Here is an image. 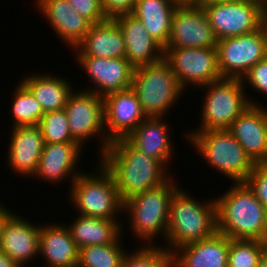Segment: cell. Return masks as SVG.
<instances>
[{"mask_svg":"<svg viewBox=\"0 0 267 267\" xmlns=\"http://www.w3.org/2000/svg\"><path fill=\"white\" fill-rule=\"evenodd\" d=\"M99 162L113 175L122 202L162 185L172 175L171 168L167 170L159 160L146 156L125 138L110 142Z\"/></svg>","mask_w":267,"mask_h":267,"instance_id":"cell-1","label":"cell"},{"mask_svg":"<svg viewBox=\"0 0 267 267\" xmlns=\"http://www.w3.org/2000/svg\"><path fill=\"white\" fill-rule=\"evenodd\" d=\"M215 201L218 232L230 239L267 242V209L245 183H233Z\"/></svg>","mask_w":267,"mask_h":267,"instance_id":"cell-2","label":"cell"},{"mask_svg":"<svg viewBox=\"0 0 267 267\" xmlns=\"http://www.w3.org/2000/svg\"><path fill=\"white\" fill-rule=\"evenodd\" d=\"M215 199L201 202L186 190L178 188L171 199L168 229L164 246L171 254L190 243L213 236L217 232Z\"/></svg>","mask_w":267,"mask_h":267,"instance_id":"cell-3","label":"cell"},{"mask_svg":"<svg viewBox=\"0 0 267 267\" xmlns=\"http://www.w3.org/2000/svg\"><path fill=\"white\" fill-rule=\"evenodd\" d=\"M172 178L171 175L162 185L147 189L123 202V213H129L130 231L144 246L155 244L152 240L158 235H162L164 240L166 238L170 202L180 187Z\"/></svg>","mask_w":267,"mask_h":267,"instance_id":"cell-4","label":"cell"},{"mask_svg":"<svg viewBox=\"0 0 267 267\" xmlns=\"http://www.w3.org/2000/svg\"><path fill=\"white\" fill-rule=\"evenodd\" d=\"M186 133L184 139L187 138L209 166L234 181L232 183H244L256 165L228 129Z\"/></svg>","mask_w":267,"mask_h":267,"instance_id":"cell-5","label":"cell"},{"mask_svg":"<svg viewBox=\"0 0 267 267\" xmlns=\"http://www.w3.org/2000/svg\"><path fill=\"white\" fill-rule=\"evenodd\" d=\"M96 166V174L83 171L73 181L68 190L71 205L82 216L119 219L117 216L123 212V202L113 175L101 162Z\"/></svg>","mask_w":267,"mask_h":267,"instance_id":"cell-6","label":"cell"},{"mask_svg":"<svg viewBox=\"0 0 267 267\" xmlns=\"http://www.w3.org/2000/svg\"><path fill=\"white\" fill-rule=\"evenodd\" d=\"M131 88L146 117H164L185 92L164 59L136 67Z\"/></svg>","mask_w":267,"mask_h":267,"instance_id":"cell-7","label":"cell"},{"mask_svg":"<svg viewBox=\"0 0 267 267\" xmlns=\"http://www.w3.org/2000/svg\"><path fill=\"white\" fill-rule=\"evenodd\" d=\"M245 87L239 78H221L200 87L207 90L205 103H202L200 128L195 131L228 129L250 105H263L248 97Z\"/></svg>","mask_w":267,"mask_h":267,"instance_id":"cell-8","label":"cell"},{"mask_svg":"<svg viewBox=\"0 0 267 267\" xmlns=\"http://www.w3.org/2000/svg\"><path fill=\"white\" fill-rule=\"evenodd\" d=\"M67 113L72 138L83 148L85 141L101 137L100 156L108 148L110 141L106 138L104 97L94 92L78 89L73 91L64 108ZM88 139V140H87Z\"/></svg>","mask_w":267,"mask_h":267,"instance_id":"cell-9","label":"cell"},{"mask_svg":"<svg viewBox=\"0 0 267 267\" xmlns=\"http://www.w3.org/2000/svg\"><path fill=\"white\" fill-rule=\"evenodd\" d=\"M163 59L169 64L184 91L188 85L203 87L222 78L216 47H164Z\"/></svg>","mask_w":267,"mask_h":267,"instance_id":"cell-10","label":"cell"},{"mask_svg":"<svg viewBox=\"0 0 267 267\" xmlns=\"http://www.w3.org/2000/svg\"><path fill=\"white\" fill-rule=\"evenodd\" d=\"M216 50L222 78L242 79L257 62L267 57V39L259 28L217 41Z\"/></svg>","mask_w":267,"mask_h":267,"instance_id":"cell-11","label":"cell"},{"mask_svg":"<svg viewBox=\"0 0 267 267\" xmlns=\"http://www.w3.org/2000/svg\"><path fill=\"white\" fill-rule=\"evenodd\" d=\"M262 4L257 0L213 3L202 6L217 41L249 34L260 28Z\"/></svg>","mask_w":267,"mask_h":267,"instance_id":"cell-12","label":"cell"},{"mask_svg":"<svg viewBox=\"0 0 267 267\" xmlns=\"http://www.w3.org/2000/svg\"><path fill=\"white\" fill-rule=\"evenodd\" d=\"M217 39L201 6H177L171 19V33L165 47H216Z\"/></svg>","mask_w":267,"mask_h":267,"instance_id":"cell-13","label":"cell"},{"mask_svg":"<svg viewBox=\"0 0 267 267\" xmlns=\"http://www.w3.org/2000/svg\"><path fill=\"white\" fill-rule=\"evenodd\" d=\"M76 58L79 66L95 85L93 89L86 88L85 91L105 97L110 93L131 88L135 68L126 58L91 56H76Z\"/></svg>","mask_w":267,"mask_h":267,"instance_id":"cell-14","label":"cell"},{"mask_svg":"<svg viewBox=\"0 0 267 267\" xmlns=\"http://www.w3.org/2000/svg\"><path fill=\"white\" fill-rule=\"evenodd\" d=\"M106 138L112 142L126 138L147 117L132 88L104 97Z\"/></svg>","mask_w":267,"mask_h":267,"instance_id":"cell-15","label":"cell"},{"mask_svg":"<svg viewBox=\"0 0 267 267\" xmlns=\"http://www.w3.org/2000/svg\"><path fill=\"white\" fill-rule=\"evenodd\" d=\"M228 130L255 164H267L266 105H250Z\"/></svg>","mask_w":267,"mask_h":267,"instance_id":"cell-16","label":"cell"},{"mask_svg":"<svg viewBox=\"0 0 267 267\" xmlns=\"http://www.w3.org/2000/svg\"><path fill=\"white\" fill-rule=\"evenodd\" d=\"M27 219L13 212L4 222L0 242V250L20 267L39 256L40 226Z\"/></svg>","mask_w":267,"mask_h":267,"instance_id":"cell-17","label":"cell"},{"mask_svg":"<svg viewBox=\"0 0 267 267\" xmlns=\"http://www.w3.org/2000/svg\"><path fill=\"white\" fill-rule=\"evenodd\" d=\"M113 19L118 23L123 34L125 58L134 68L163 59V47L133 14H122Z\"/></svg>","mask_w":267,"mask_h":267,"instance_id":"cell-18","label":"cell"},{"mask_svg":"<svg viewBox=\"0 0 267 267\" xmlns=\"http://www.w3.org/2000/svg\"><path fill=\"white\" fill-rule=\"evenodd\" d=\"M82 147L77 142L51 144L45 143L41 157L34 174L36 178L45 182L60 183L69 178L72 185L75 178L81 173L77 171L79 156L82 155ZM77 171V173L75 172Z\"/></svg>","mask_w":267,"mask_h":267,"instance_id":"cell-19","label":"cell"},{"mask_svg":"<svg viewBox=\"0 0 267 267\" xmlns=\"http://www.w3.org/2000/svg\"><path fill=\"white\" fill-rule=\"evenodd\" d=\"M7 156L8 166L20 176H34L44 148L39 126L12 127Z\"/></svg>","mask_w":267,"mask_h":267,"instance_id":"cell-20","label":"cell"},{"mask_svg":"<svg viewBox=\"0 0 267 267\" xmlns=\"http://www.w3.org/2000/svg\"><path fill=\"white\" fill-rule=\"evenodd\" d=\"M40 15L48 20L49 25L60 39L71 49L83 39L91 23L82 17L67 0H35Z\"/></svg>","mask_w":267,"mask_h":267,"instance_id":"cell-21","label":"cell"},{"mask_svg":"<svg viewBox=\"0 0 267 267\" xmlns=\"http://www.w3.org/2000/svg\"><path fill=\"white\" fill-rule=\"evenodd\" d=\"M163 120V117H147L125 139L134 148L159 160L168 169L175 147L171 142L169 126Z\"/></svg>","mask_w":267,"mask_h":267,"instance_id":"cell-22","label":"cell"},{"mask_svg":"<svg viewBox=\"0 0 267 267\" xmlns=\"http://www.w3.org/2000/svg\"><path fill=\"white\" fill-rule=\"evenodd\" d=\"M229 237L220 232L172 253L173 267H228Z\"/></svg>","mask_w":267,"mask_h":267,"instance_id":"cell-23","label":"cell"},{"mask_svg":"<svg viewBox=\"0 0 267 267\" xmlns=\"http://www.w3.org/2000/svg\"><path fill=\"white\" fill-rule=\"evenodd\" d=\"M72 50H76V56L125 58L123 34L113 18L91 25L83 39Z\"/></svg>","mask_w":267,"mask_h":267,"instance_id":"cell-24","label":"cell"},{"mask_svg":"<svg viewBox=\"0 0 267 267\" xmlns=\"http://www.w3.org/2000/svg\"><path fill=\"white\" fill-rule=\"evenodd\" d=\"M48 224H39V255L47 261L48 267H77L79 248L67 225Z\"/></svg>","mask_w":267,"mask_h":267,"instance_id":"cell-25","label":"cell"},{"mask_svg":"<svg viewBox=\"0 0 267 267\" xmlns=\"http://www.w3.org/2000/svg\"><path fill=\"white\" fill-rule=\"evenodd\" d=\"M67 227L71 237L80 249L89 245H103L116 242L123 229L119 219H103L77 215Z\"/></svg>","mask_w":267,"mask_h":267,"instance_id":"cell-26","label":"cell"},{"mask_svg":"<svg viewBox=\"0 0 267 267\" xmlns=\"http://www.w3.org/2000/svg\"><path fill=\"white\" fill-rule=\"evenodd\" d=\"M48 74H31L21 81L31 91L45 112L63 110L74 91L67 79Z\"/></svg>","mask_w":267,"mask_h":267,"instance_id":"cell-27","label":"cell"},{"mask_svg":"<svg viewBox=\"0 0 267 267\" xmlns=\"http://www.w3.org/2000/svg\"><path fill=\"white\" fill-rule=\"evenodd\" d=\"M169 0H136L133 14L149 34L164 48L171 33V19L176 9Z\"/></svg>","mask_w":267,"mask_h":267,"instance_id":"cell-28","label":"cell"},{"mask_svg":"<svg viewBox=\"0 0 267 267\" xmlns=\"http://www.w3.org/2000/svg\"><path fill=\"white\" fill-rule=\"evenodd\" d=\"M12 104V127L37 126L44 115L42 106L31 91L20 81L14 92Z\"/></svg>","mask_w":267,"mask_h":267,"instance_id":"cell-29","label":"cell"},{"mask_svg":"<svg viewBox=\"0 0 267 267\" xmlns=\"http://www.w3.org/2000/svg\"><path fill=\"white\" fill-rule=\"evenodd\" d=\"M121 239L114 243L80 248L77 267H120L127 251L121 246Z\"/></svg>","mask_w":267,"mask_h":267,"instance_id":"cell-30","label":"cell"},{"mask_svg":"<svg viewBox=\"0 0 267 267\" xmlns=\"http://www.w3.org/2000/svg\"><path fill=\"white\" fill-rule=\"evenodd\" d=\"M126 253L120 267H173V256L160 245L142 246Z\"/></svg>","mask_w":267,"mask_h":267,"instance_id":"cell-31","label":"cell"},{"mask_svg":"<svg viewBox=\"0 0 267 267\" xmlns=\"http://www.w3.org/2000/svg\"><path fill=\"white\" fill-rule=\"evenodd\" d=\"M38 126L45 143L76 142L70 133L68 116L64 109L45 112Z\"/></svg>","mask_w":267,"mask_h":267,"instance_id":"cell-32","label":"cell"},{"mask_svg":"<svg viewBox=\"0 0 267 267\" xmlns=\"http://www.w3.org/2000/svg\"><path fill=\"white\" fill-rule=\"evenodd\" d=\"M267 242L229 238L228 267H258L260 255Z\"/></svg>","mask_w":267,"mask_h":267,"instance_id":"cell-33","label":"cell"},{"mask_svg":"<svg viewBox=\"0 0 267 267\" xmlns=\"http://www.w3.org/2000/svg\"><path fill=\"white\" fill-rule=\"evenodd\" d=\"M244 183L267 209V164H256Z\"/></svg>","mask_w":267,"mask_h":267,"instance_id":"cell-34","label":"cell"},{"mask_svg":"<svg viewBox=\"0 0 267 267\" xmlns=\"http://www.w3.org/2000/svg\"><path fill=\"white\" fill-rule=\"evenodd\" d=\"M71 6L92 25L106 20L100 0H67Z\"/></svg>","mask_w":267,"mask_h":267,"instance_id":"cell-35","label":"cell"},{"mask_svg":"<svg viewBox=\"0 0 267 267\" xmlns=\"http://www.w3.org/2000/svg\"><path fill=\"white\" fill-rule=\"evenodd\" d=\"M243 84H249L257 92L267 96V57L257 62L243 77ZM246 80V81H245ZM247 82V83H246Z\"/></svg>","mask_w":267,"mask_h":267,"instance_id":"cell-36","label":"cell"},{"mask_svg":"<svg viewBox=\"0 0 267 267\" xmlns=\"http://www.w3.org/2000/svg\"><path fill=\"white\" fill-rule=\"evenodd\" d=\"M106 18H114L122 14H131L136 0H100Z\"/></svg>","mask_w":267,"mask_h":267,"instance_id":"cell-37","label":"cell"},{"mask_svg":"<svg viewBox=\"0 0 267 267\" xmlns=\"http://www.w3.org/2000/svg\"><path fill=\"white\" fill-rule=\"evenodd\" d=\"M260 29L267 39V3L262 4L260 11Z\"/></svg>","mask_w":267,"mask_h":267,"instance_id":"cell-38","label":"cell"},{"mask_svg":"<svg viewBox=\"0 0 267 267\" xmlns=\"http://www.w3.org/2000/svg\"><path fill=\"white\" fill-rule=\"evenodd\" d=\"M0 203V242H1V236H2V229L4 222L7 220V218L13 213L11 209L9 210L8 207H5L4 204Z\"/></svg>","mask_w":267,"mask_h":267,"instance_id":"cell-39","label":"cell"},{"mask_svg":"<svg viewBox=\"0 0 267 267\" xmlns=\"http://www.w3.org/2000/svg\"><path fill=\"white\" fill-rule=\"evenodd\" d=\"M0 267H20L6 253L0 250Z\"/></svg>","mask_w":267,"mask_h":267,"instance_id":"cell-40","label":"cell"},{"mask_svg":"<svg viewBox=\"0 0 267 267\" xmlns=\"http://www.w3.org/2000/svg\"><path fill=\"white\" fill-rule=\"evenodd\" d=\"M231 1H241V0H196V5L202 7V6H207L213 3L231 2Z\"/></svg>","mask_w":267,"mask_h":267,"instance_id":"cell-41","label":"cell"},{"mask_svg":"<svg viewBox=\"0 0 267 267\" xmlns=\"http://www.w3.org/2000/svg\"><path fill=\"white\" fill-rule=\"evenodd\" d=\"M258 267H267V243L264 245L263 251L260 255Z\"/></svg>","mask_w":267,"mask_h":267,"instance_id":"cell-42","label":"cell"},{"mask_svg":"<svg viewBox=\"0 0 267 267\" xmlns=\"http://www.w3.org/2000/svg\"><path fill=\"white\" fill-rule=\"evenodd\" d=\"M176 6H192L196 5V0H169Z\"/></svg>","mask_w":267,"mask_h":267,"instance_id":"cell-43","label":"cell"},{"mask_svg":"<svg viewBox=\"0 0 267 267\" xmlns=\"http://www.w3.org/2000/svg\"><path fill=\"white\" fill-rule=\"evenodd\" d=\"M259 3L261 4H266L267 3V0H257Z\"/></svg>","mask_w":267,"mask_h":267,"instance_id":"cell-44","label":"cell"}]
</instances>
